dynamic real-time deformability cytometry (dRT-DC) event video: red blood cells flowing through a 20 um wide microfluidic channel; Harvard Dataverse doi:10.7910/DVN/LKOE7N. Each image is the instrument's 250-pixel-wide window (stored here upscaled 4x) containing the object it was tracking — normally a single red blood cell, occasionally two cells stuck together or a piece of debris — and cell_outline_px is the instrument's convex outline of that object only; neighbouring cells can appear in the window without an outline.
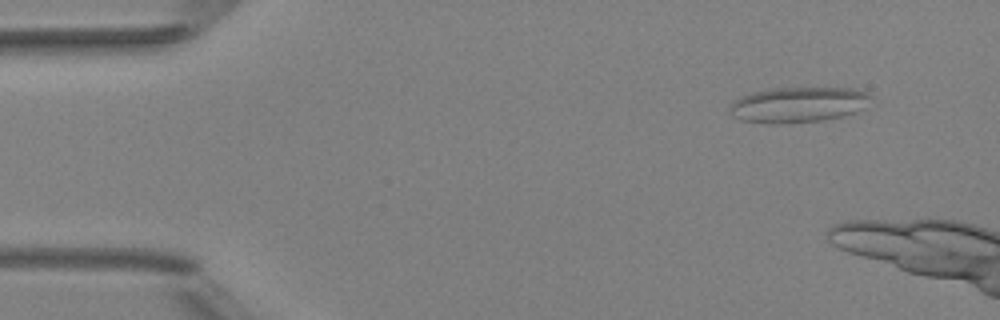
{"species": "Egyptian fruit bat (a non-hibernating species)", "species_latin": "Rousettus aegyptiacus", "temperature_condition": "room temperature", "stored_images_in_passage": 4, "camera_frame_rate_fps": 3000, "um_per_image_px": 0.085, "animal": {"sex": "female"}, "frame": {"image": 1, "passage_image": 2, "time_ms": 1.0, "image_size_px": [1000, 320], "cell_outline_px": [[872, 96], [864, 108], [856, 112], [844, 116], [820, 120], [788, 124], [768, 124], [740, 120], [732, 116], [728, 108], [740, 96], [752, 92], [768, 88], [852, 88], [864, 92]], "centroid_in_image_um": [67.81, 8.91], "position_along_channel_um": 17.2, "area_um2": 29.42}}